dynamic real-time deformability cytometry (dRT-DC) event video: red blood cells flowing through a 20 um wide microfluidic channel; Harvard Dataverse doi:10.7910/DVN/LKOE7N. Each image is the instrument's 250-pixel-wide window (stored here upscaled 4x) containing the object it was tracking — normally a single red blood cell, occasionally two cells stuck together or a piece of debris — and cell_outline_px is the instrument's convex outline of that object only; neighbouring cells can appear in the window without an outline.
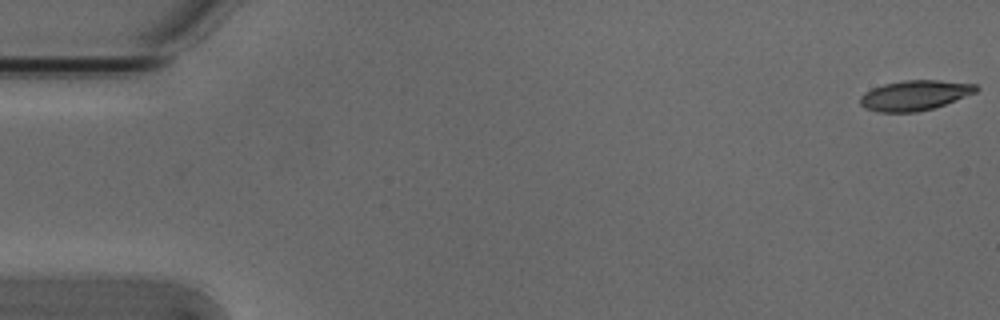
{"species": "Egyptian fruit bat (a non-hibernating species)", "species_latin": "Rousettus aegyptiacus", "temperature_condition": "cold", "stored_images_in_passage": 6, "segment_of_instrument_passage": [1, 2], "camera_frame_rate_fps": 3000, "um_per_image_px": 0.085, "animal": {"sex": "male"}, "frame": {"image": 1, "passage_image": 1, "time_ms": 0.0, "image_size_px": [1000, 320], "cell_outline_px": [[980, 88], [976, 92], [944, 104], [932, 108], [916, 112], [880, 112], [864, 108], [860, 104], [860, 96], [864, 92], [872, 88], [884, 84], [904, 80], [940, 80], [976, 84]], "centroid_in_image_um": [77.73, 8.09], "position_along_channel_um": 7.3, "area_um2": 20.23}}
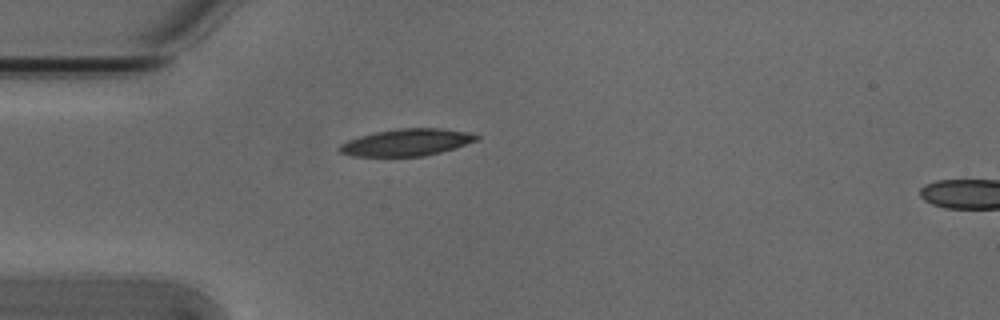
{"frame": {"image": 2, "passage_image": 5, "time_ms": 1.333, "image_size_px": [1000, 320], "cell_outline_px": [[480, 140], [456, 148], [424, 156], [352, 156], [340, 152], [336, 148], [340, 144], [348, 140], [360, 136], [376, 132], [400, 128], [440, 128], [468, 132], [480, 136]], "centroid_in_image_um": [34.59, 12.1], "position_along_channel_um": 50.4, "area_um2": 21.62}}